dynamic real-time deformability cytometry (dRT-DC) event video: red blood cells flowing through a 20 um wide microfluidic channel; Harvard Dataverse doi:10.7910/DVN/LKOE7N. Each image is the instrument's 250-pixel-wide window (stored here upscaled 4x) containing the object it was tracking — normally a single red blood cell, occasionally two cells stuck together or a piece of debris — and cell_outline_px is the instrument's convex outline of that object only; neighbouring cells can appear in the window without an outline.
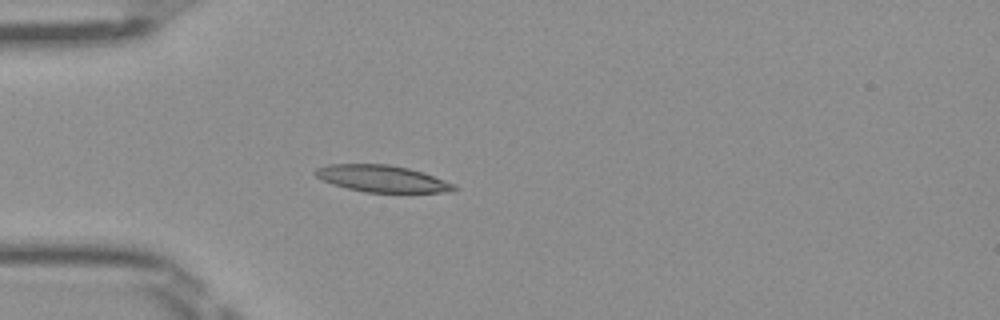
{"species": "Egyptian fruit bat (a non-hibernating species)", "species_latin": "Rousettus aegyptiacus", "temperature_condition": "room temperature", "stored_images_in_passage": 37, "camera_frame_rate_fps": 3000, "um_per_image_px": 0.085, "frame": {"image": 1, "passage_image": 1, "time_ms": 0.0, "image_size_px": [1000, 320], "cell_outline_px": [[460, 188], [448, 192], [364, 192], [332, 184], [316, 176], [312, 172], [316, 168], [328, 164], [388, 164], [408, 168], [456, 184]], "centroid_in_image_um": [32.47, 15.18], "position_along_channel_um": 52.5, "area_um2": 21.5}}
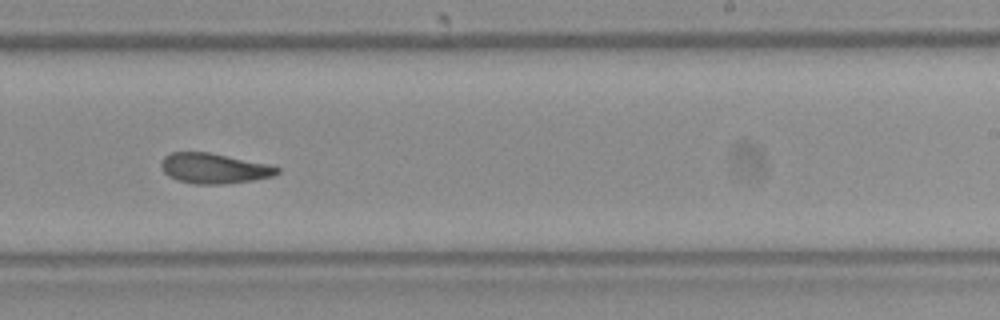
{"frame": {"image": 2, "passage_image": 18, "time_ms": 5.667, "image_size_px": [1000, 320], "cell_outline_px": [[280, 172], [272, 176], [252, 180], [224, 184], [192, 184], [176, 180], [168, 176], [160, 168], [160, 160], [164, 156], [172, 152], [208, 152], [264, 164], [280, 168]], "centroid_in_image_um": [18.1, 14.32], "position_along_channel_um": 270.9, "area_um2": 20.29}}
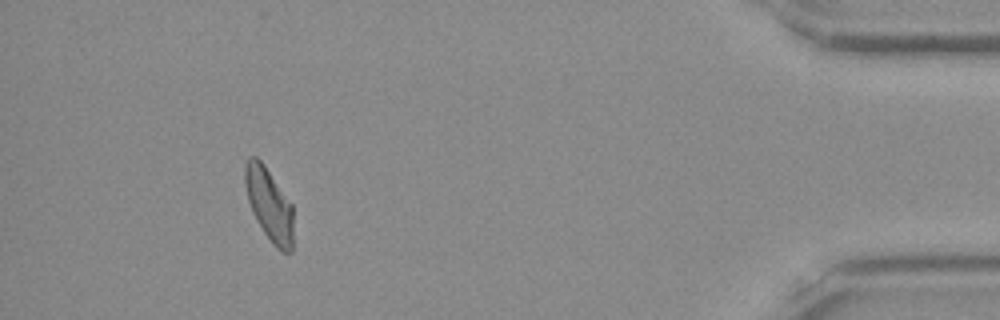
{"frame": {"image": 3, "passage_image": 33, "time_ms": 10.667, "image_size_px": [1000, 320], "cell_outline_px": [[292, 252], [280, 252], [272, 244], [256, 220], [252, 212], [248, 200], [244, 184], [244, 164], [248, 156], [256, 156], [264, 164], [292, 204]], "centroid_in_image_um": [22.85, 17.36], "position_along_channel_um": 412.3, "area_um2": 20.63}, "authors_computed_cell_mechanics": {"area_um2": 20.6924, "velocity_mm_per_s": 4.0291, "shape_relaxation_time_tau1_ms": null, "shape_relaxation_time_tau2_ms": 3.2329, "deformation_change_tau1": null, "deformation_change_tau2": 0.1024}}